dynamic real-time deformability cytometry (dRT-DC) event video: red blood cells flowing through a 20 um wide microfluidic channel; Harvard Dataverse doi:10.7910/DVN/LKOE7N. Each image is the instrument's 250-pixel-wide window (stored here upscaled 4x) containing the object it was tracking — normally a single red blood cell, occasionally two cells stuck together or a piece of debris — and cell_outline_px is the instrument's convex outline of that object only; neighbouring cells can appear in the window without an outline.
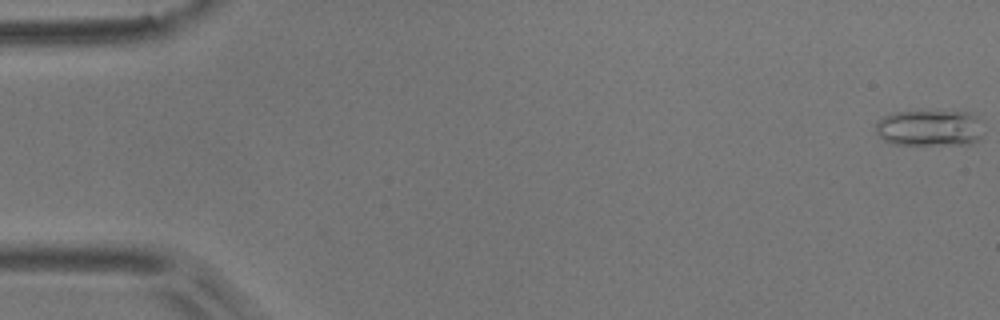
{"species": "common noctule bat (a hibernating species)", "species_latin": "Nyctalus noctula", "temperature_condition": "room temperature", "stored_images_in_passage": 54, "camera_frame_rate_fps": 3000, "um_per_image_px": 0.085, "animal": {"sex": "male", "body_mass_g": 17.9}, "frame": {"image": 1, "passage_image": 1, "time_ms": 0.0, "image_size_px": [1000, 320], "cell_outline_px": [[984, 132], [972, 144], [892, 144], [884, 140], [876, 132], [876, 120], [880, 116], [892, 112], [968, 112], [976, 116]], "centroid_in_image_um": [78.97, 10.88], "position_along_channel_um": 6.0, "area_um2": 22.72}}
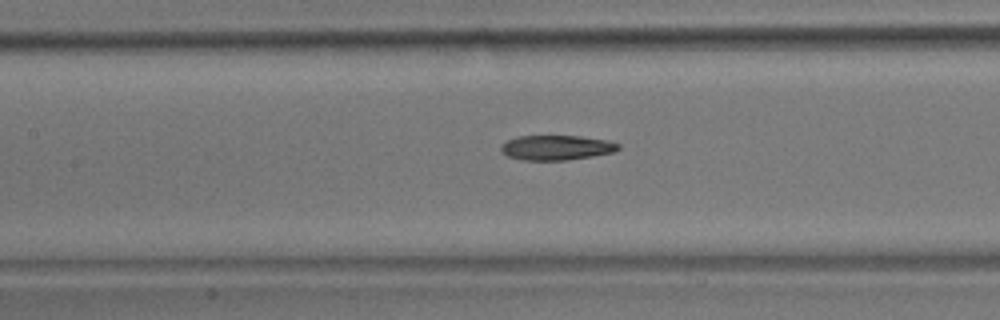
{"frame": {"image": 2, "passage_image": 25, "time_ms": 8.0, "image_size_px": [1000, 320], "cell_outline_px": [[620, 148], [616, 152], [568, 160], [520, 160], [508, 156], [500, 152], [500, 144], [516, 136], [580, 136], [608, 140], [620, 144]], "centroid_in_image_um": [47.29, 12.55], "position_along_channel_um": 160.1, "area_um2": 17.22}}
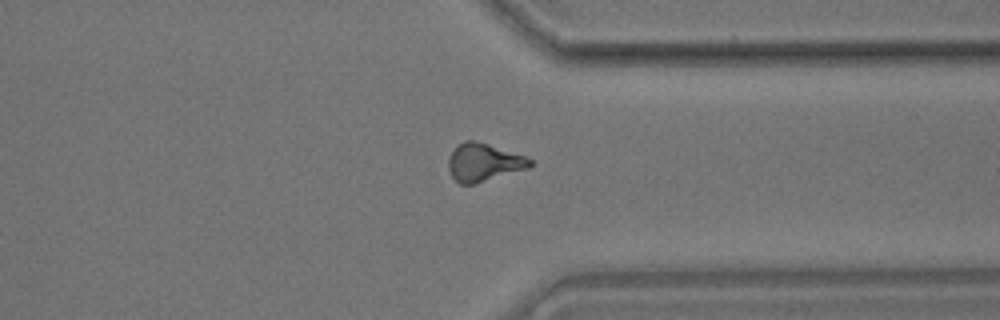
{"frame": {"image": 3, "passage_image": 42, "time_ms": 13.667, "image_size_px": [1000, 320], "cell_outline_px": [[532, 164], [528, 168], [472, 184], [460, 184], [452, 176], [448, 168], [448, 156], [456, 144], [464, 140], [472, 140], [488, 144], [524, 156], [532, 160]], "centroid_in_image_um": [41.06, 13.78], "position_along_channel_um": 370.3, "area_um2": 17.8}, "authors_computed_cell_mechanics": {"area_um2": 17.6868, "velocity_mm_per_s": 3.7386, "shape_relaxation_time_tau1_ms": 8.7371, "shape_relaxation_time_tau2_ms": 4.6089, "deformation_change_tau1": 0.1911, "deformation_change_tau2": 0.1408}}